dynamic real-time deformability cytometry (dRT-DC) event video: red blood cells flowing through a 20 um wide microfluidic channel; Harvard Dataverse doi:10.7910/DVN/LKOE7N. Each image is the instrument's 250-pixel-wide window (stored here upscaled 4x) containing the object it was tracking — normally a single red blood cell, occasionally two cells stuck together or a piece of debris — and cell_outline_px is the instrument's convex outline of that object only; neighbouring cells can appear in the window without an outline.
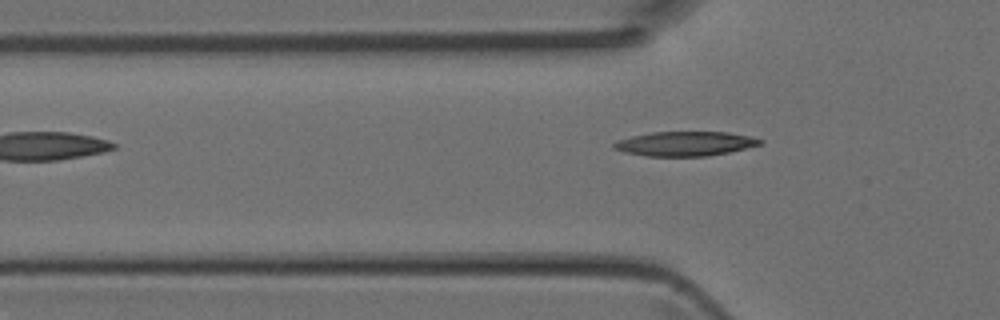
{"species": "Egyptian fruit bat (a non-hibernating species)", "species_latin": "Rousettus aegyptiacus", "temperature_condition": "room temperature", "stored_images_in_passage": 5, "segment_of_instrument_passage": [2, 2], "camera_frame_rate_fps": 3000, "um_per_image_px": 0.085, "animal": {"sex": "female"}, "frame": {"image": 1, "passage_image": 5, "time_ms": 1.333, "image_size_px": [1000, 320], "cell_outline_px": [[764, 140], [760, 144], [728, 152], [708, 156], [644, 156], [624, 152], [612, 148], [612, 144], [616, 140], [632, 136], [652, 132], [728, 132], [752, 136]], "centroid_in_image_um": [58.19, 12.21], "position_along_channel_um": 67.6, "area_um2": 20.87}}